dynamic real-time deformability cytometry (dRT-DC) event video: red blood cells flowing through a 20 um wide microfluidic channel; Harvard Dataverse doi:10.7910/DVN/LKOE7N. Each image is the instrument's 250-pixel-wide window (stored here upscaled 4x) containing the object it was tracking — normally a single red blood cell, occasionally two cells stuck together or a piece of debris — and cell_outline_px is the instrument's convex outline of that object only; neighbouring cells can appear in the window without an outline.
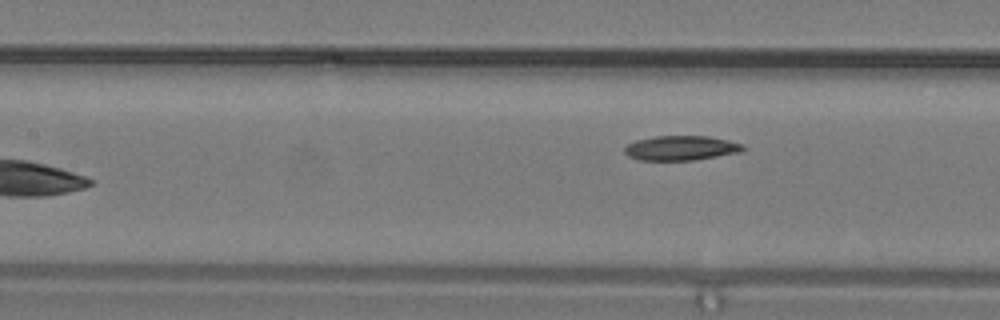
{"species": "common noctule bat (a hibernating species)", "species_latin": "Nyctalus noctula", "temperature_condition": "warm", "stored_images_in_passage": 12, "camera_frame_rate_fps": 3000, "um_per_image_px": 0.085, "animal": {"sex": "male", "body_mass_g": 19.2, "forearm_length_mm": 51.8}, "frame": {"image": 1, "passage_image": 12, "time_ms": 3.667, "image_size_px": [1000, 320], "cell_outline_px": [[748, 148], [740, 152], [696, 160], [640, 160], [628, 156], [624, 152], [624, 148], [628, 144], [636, 140], [656, 136], [708, 136], [728, 140], [744, 144]], "centroid_in_image_um": [57.92, 12.58], "position_along_channel_um": 149.5, "area_um2": 17.11}}